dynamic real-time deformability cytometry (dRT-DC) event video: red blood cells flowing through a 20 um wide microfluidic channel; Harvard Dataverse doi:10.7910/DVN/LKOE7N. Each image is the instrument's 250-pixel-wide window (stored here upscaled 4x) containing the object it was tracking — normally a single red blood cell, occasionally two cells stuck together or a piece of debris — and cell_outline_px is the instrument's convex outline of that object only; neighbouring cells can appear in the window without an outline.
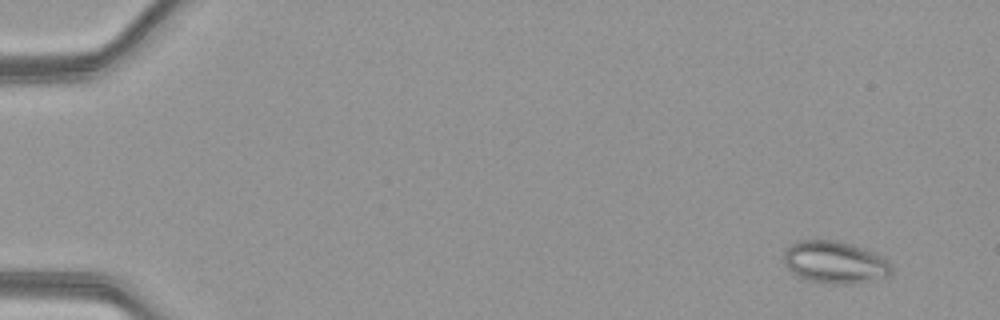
{"species": "common noctule bat (a hibernating species)", "species_latin": "Nyctalus noctula", "temperature_condition": "warm", "stored_images_in_passage": 51, "camera_frame_rate_fps": 3000, "um_per_image_px": 0.085, "animal": {"sex": "female", "body_mass_g": 21.9}, "frame": {"image": 1, "passage_image": 4, "time_ms": 1.0, "image_size_px": [1000, 320], "cell_outline_px": [[892, 272], [888, 276], [852, 284], [832, 284], [804, 280], [792, 272], [784, 264], [784, 248], [788, 244], [800, 240], [836, 240], [852, 244], [876, 252], [888, 260], [892, 268]], "centroid_in_image_um": [70.94, 22.28], "position_along_channel_um": 14.1, "area_um2": 26.93}}
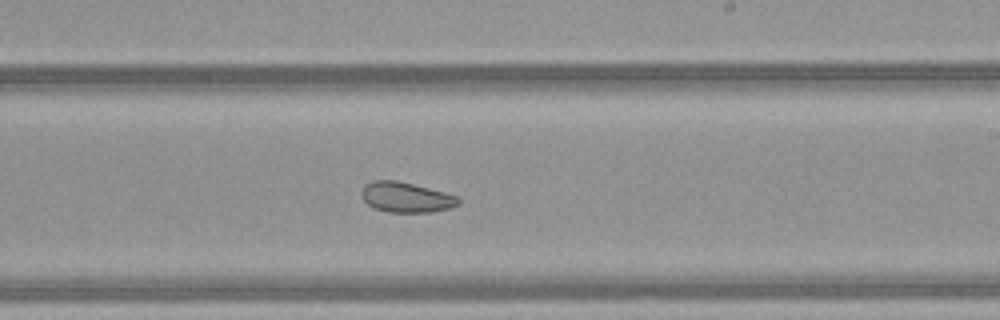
{"frame": {"image": 2, "passage_image": 32, "time_ms": 10.333, "image_size_px": [1000, 320], "cell_outline_px": [[460, 204], [448, 208], [432, 212], [388, 212], [376, 208], [368, 204], [364, 200], [364, 184], [372, 180], [396, 180], [444, 192], [456, 196], [460, 200]], "centroid_in_image_um": [34.54, 16.77], "position_along_channel_um": 254.5, "area_um2": 16.7}}
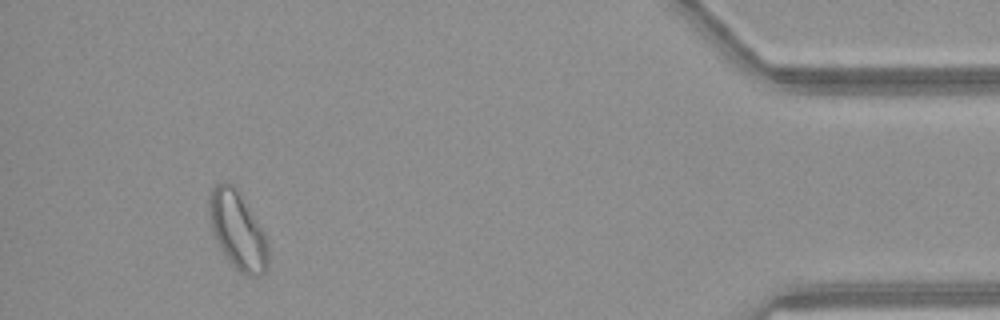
{"frame": {"image": 3, "passage_image": 48, "time_ms": 15.667, "image_size_px": [1000, 320], "cell_outline_px": [[268, 268], [260, 276], [248, 276], [240, 272], [228, 260], [216, 240], [212, 228], [208, 212], [208, 196], [212, 188], [216, 184], [224, 180], [232, 184], [240, 192], [264, 232], [268, 244]], "centroid_in_image_um": [20.2, 19.56], "position_along_channel_um": 415.0, "area_um2": 26.88}, "authors_computed_cell_mechanics": {"area_um2": 23.5824, "velocity_mm_per_s": 4.1276, "shape_relaxation_time_tau1_ms": null, "shape_relaxation_time_tau2_ms": 2.5564, "deformation_change_tau1": null, "deformation_change_tau2": 0.0793}}